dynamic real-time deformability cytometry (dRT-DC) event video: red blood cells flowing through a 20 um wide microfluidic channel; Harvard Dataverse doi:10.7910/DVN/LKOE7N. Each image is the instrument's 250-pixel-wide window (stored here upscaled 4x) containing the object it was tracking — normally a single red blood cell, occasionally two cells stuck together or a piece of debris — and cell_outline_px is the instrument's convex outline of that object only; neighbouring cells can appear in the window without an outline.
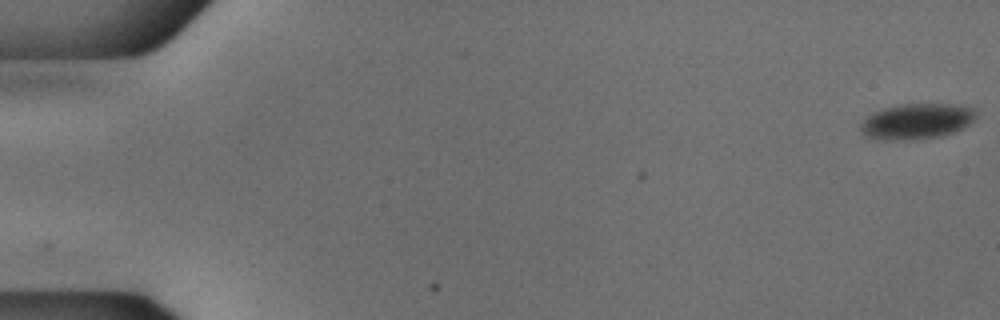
{"species": "common noctule bat (a hibernating species)", "species_latin": "Nyctalus noctula", "temperature_condition": "cold", "stored_images_in_passage": 54, "camera_frame_rate_fps": 3000, "um_per_image_px": 0.085, "animal": {"sex": "male", "body_mass_g": 18.8}, "frame": {"image": 1, "passage_image": 1, "time_ms": 0.0, "image_size_px": [1000, 320], "cell_outline_px": [[976, 116], [964, 128], [940, 136], [920, 140], [880, 140], [864, 136], [860, 132], [860, 124], [868, 116], [884, 108], [900, 104], [952, 104], [972, 108], [976, 112]], "centroid_in_image_um": [77.88, 10.33], "position_along_channel_um": 7.1, "area_um2": 23.99}}
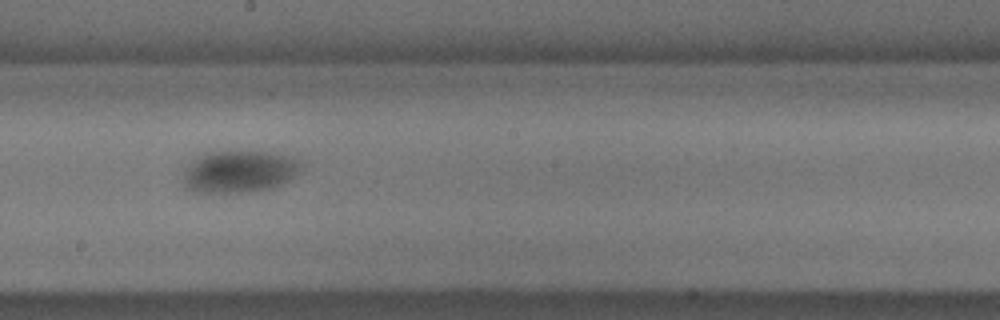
{"frame": {"image": 2, "passage_image": 31, "time_ms": 10.0, "image_size_px": [1000, 320], "cell_outline_px": [[304, 164], [300, 172], [288, 180], [272, 188], [240, 192], [196, 192], [184, 188], [184, 168], [192, 160], [204, 152], [268, 152], [292, 156], [300, 160]], "centroid_in_image_um": [20.34, 14.57], "position_along_channel_um": 227.9, "area_um2": 29.02}}
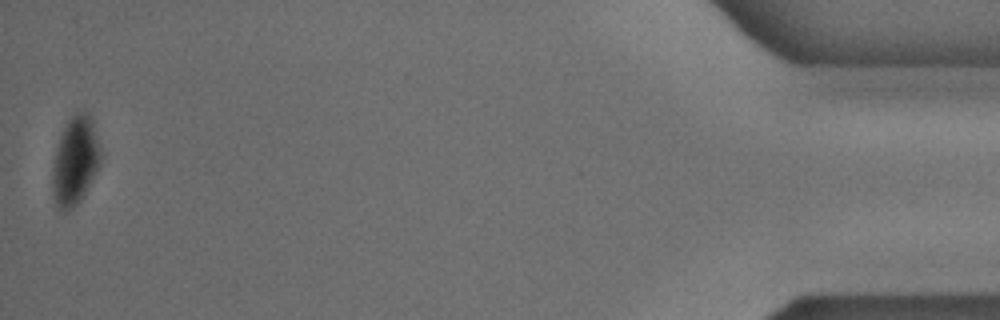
{"frame": {"image": 3, "passage_image": 54, "time_ms": 17.667, "image_size_px": [1000, 320], "cell_outline_px": [[100, 164], [84, 196], [68, 212], [60, 212], [56, 204], [52, 192], [52, 168], [56, 148], [60, 136], [68, 120], [76, 112], [88, 112], [92, 116], [100, 144]], "centroid_in_image_um": [6.39, 13.68], "position_along_channel_um": 428.8, "area_um2": 25.09}, "authors_computed_cell_mechanics": {"area_um2": 28.2064, "velocity_mm_per_s": 3.7622, "shape_relaxation_time_tau1_ms": 8.2358, "shape_relaxation_time_tau2_ms": null, "deformation_change_tau1": 0.106, "deformation_change_tau2": null}}